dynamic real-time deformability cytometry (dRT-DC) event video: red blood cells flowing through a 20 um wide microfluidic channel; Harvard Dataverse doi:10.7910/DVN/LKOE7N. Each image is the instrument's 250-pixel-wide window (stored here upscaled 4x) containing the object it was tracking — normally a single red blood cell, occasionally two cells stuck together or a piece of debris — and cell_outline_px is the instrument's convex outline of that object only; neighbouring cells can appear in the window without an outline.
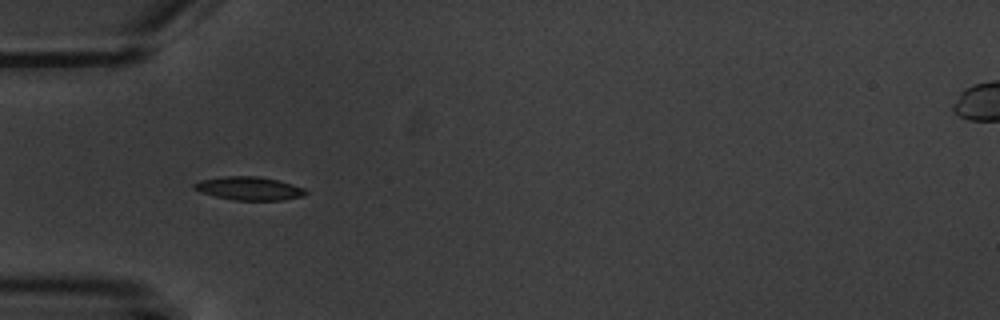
{"species": "common noctule bat (a hibernating species)", "species_latin": "Nyctalus noctula", "temperature_condition": "warm", "stored_images_in_passage": 7, "camera_frame_rate_fps": 3000, "um_per_image_px": 0.085, "animal": {"sex": "male", "body_mass_g": 20.1, "forearm_length_mm": 53.5}, "frame": {"image": 1, "passage_image": 6, "time_ms": 6.0, "image_size_px": [1000, 320], "cell_outline_px": [[308, 192], [304, 196], [284, 200], [236, 200], [216, 196], [200, 192], [192, 188], [192, 184], [200, 180], [224, 176], [260, 176], [292, 184], [304, 188]], "centroid_in_image_um": [21.17, 16.01], "position_along_channel_um": 63.8, "area_um2": 15.2}}